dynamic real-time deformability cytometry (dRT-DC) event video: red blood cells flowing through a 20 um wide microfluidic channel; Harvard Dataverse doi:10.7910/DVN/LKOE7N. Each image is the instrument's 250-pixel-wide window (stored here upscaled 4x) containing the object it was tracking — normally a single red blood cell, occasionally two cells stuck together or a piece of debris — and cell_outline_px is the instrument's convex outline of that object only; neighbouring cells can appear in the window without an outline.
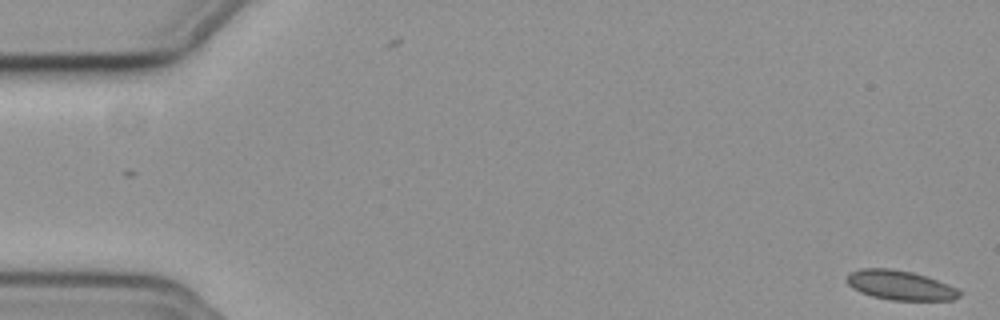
{"species": "common noctule bat (a hibernating species)", "species_latin": "Nyctalus noctula", "temperature_condition": "cold", "stored_images_in_passage": 8, "camera_frame_rate_fps": 3000, "um_per_image_px": 0.085, "animal": {"sex": "female", "body_mass_g": 19.3, "forearm_length_mm": 54.1}, "frame": {"image": 1, "passage_image": 1, "time_ms": 0.0, "image_size_px": [1000, 320], "cell_outline_px": [[964, 292], [960, 296], [952, 300], [892, 300], [872, 296], [860, 292], [852, 288], [844, 280], [848, 272], [860, 268], [892, 268], [912, 272], [960, 288]], "centroid_in_image_um": [76.5, 24.24], "position_along_channel_um": 8.5, "area_um2": 19.65}}